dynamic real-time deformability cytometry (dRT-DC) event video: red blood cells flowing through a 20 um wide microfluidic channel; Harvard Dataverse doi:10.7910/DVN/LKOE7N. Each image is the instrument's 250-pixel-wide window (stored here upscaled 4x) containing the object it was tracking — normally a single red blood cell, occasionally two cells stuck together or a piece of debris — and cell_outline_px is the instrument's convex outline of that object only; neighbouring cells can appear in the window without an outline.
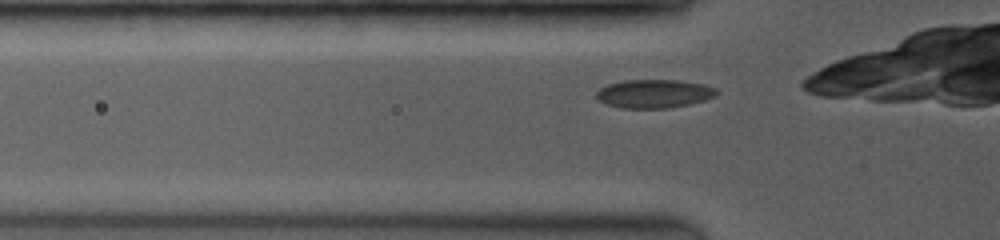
{"species": "common noctule bat (a hibernating species)", "species_latin": "Nyctalus noctula", "temperature_condition": "room temperature", "stored_images_in_passage": 35, "camera_frame_rate_fps": 3500, "um_per_image_px": 0.085, "animal": {"sex": "female", "body_mass_g": 19.0, "forearm_length_mm": 53.3}, "frame": {"image": 1, "passage_image": 2, "time_ms": 0.286, "image_size_px": [1000, 240], "cell_outline_px": [[720, 92], [716, 96], [704, 100], [672, 108], [620, 108], [604, 104], [596, 96], [596, 92], [600, 88], [608, 84], [624, 80], [676, 80], [704, 84], [716, 88]], "centroid_in_image_um": [55.6, 7.97], "position_along_channel_um": 70.2, "area_um2": 20.11}}
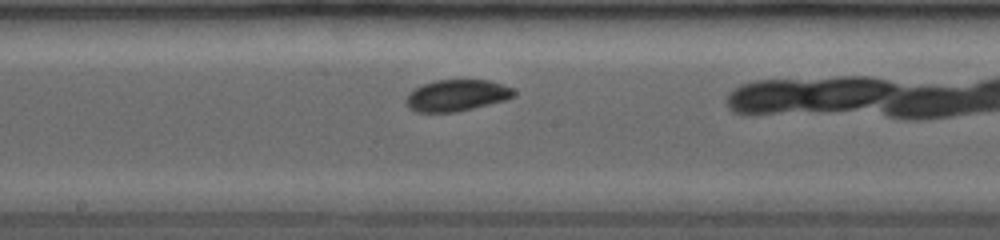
{"frame": {"image": 2, "passage_image": 16, "time_ms": 3.714, "image_size_px": [1000, 240], "cell_outline_px": [[516, 92], [512, 96], [504, 100], [456, 112], [416, 112], [408, 108], [404, 104], [404, 100], [408, 92], [424, 84], [436, 80], [488, 80], [512, 88]], "centroid_in_image_um": [38.74, 8.11], "position_along_channel_um": 209.5, "area_um2": 19.65}}
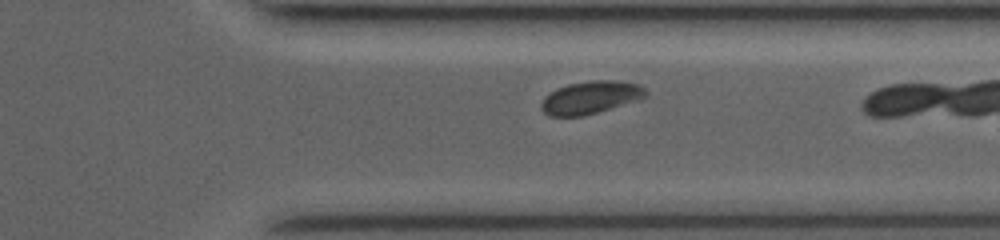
{"frame": {"image": 3, "passage_image": 29, "time_ms": 7.429, "image_size_px": [1000, 240], "cell_outline_px": [[648, 92], [640, 100], [584, 116], [548, 116], [540, 108], [540, 104], [544, 96], [556, 88], [568, 84], [592, 80], [620, 80], [640, 84]], "centroid_in_image_um": [50.2, 8.28], "position_along_channel_um": 361.2, "area_um2": 20.23}, "authors_computed_cell_mechanics": {"area_um2": 19.8254, "velocity_mm_per_s": 4.0646, "shape_relaxation_time_tau1_ms": 2.9655, "shape_relaxation_time_tau2_ms": null, "deformation_change_tau1": 0.0782, "deformation_change_tau2": null}}